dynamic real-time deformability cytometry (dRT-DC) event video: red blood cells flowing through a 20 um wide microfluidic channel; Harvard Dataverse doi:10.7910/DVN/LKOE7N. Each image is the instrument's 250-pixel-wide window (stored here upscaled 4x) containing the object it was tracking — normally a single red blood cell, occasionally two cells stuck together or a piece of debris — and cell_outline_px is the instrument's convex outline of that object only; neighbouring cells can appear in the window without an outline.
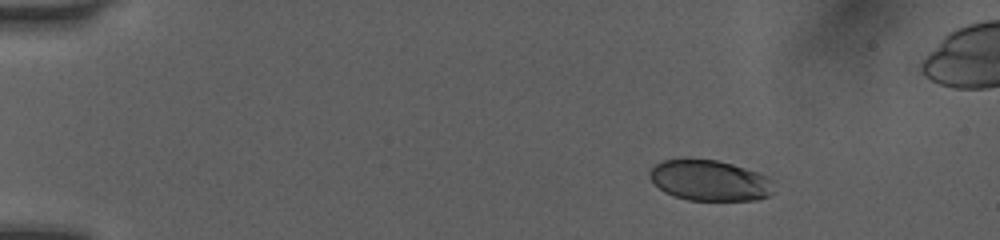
{"species": "human", "species_latin": "Homo sapiens", "temperature_condition": "room temperature", "stored_images_in_passage": 9, "camera_frame_rate_fps": 3000, "um_per_image_px": 0.085, "donor": {"sex": "female"}, "frame": {"image": 1, "passage_image": 3, "time_ms": 0.667, "image_size_px": [1000, 240], "cell_outline_px": [[772, 196], [756, 200], [688, 200], [664, 192], [648, 176], [648, 172], [656, 164], [664, 160], [684, 156], [688, 156], [716, 160], [732, 164], [768, 176], [772, 180]], "centroid_in_image_um": [60.3, 15.31], "position_along_channel_um": 24.7, "area_um2": 29.94}}
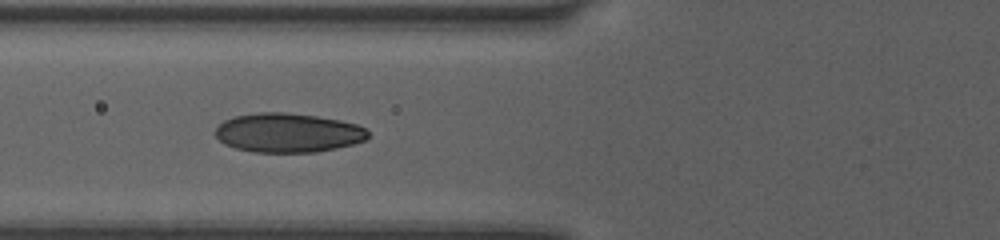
{"frame": {"image": 2, "passage_image": 8, "time_ms": 2.333, "image_size_px": [1000, 240], "cell_outline_px": [[368, 140], [336, 148], [316, 152], [252, 152], [236, 148], [224, 144], [212, 132], [224, 120], [236, 116], [260, 112], [284, 112], [316, 116], [340, 120], [356, 124], [368, 128]], "centroid_in_image_um": [24.49, 11.29], "position_along_channel_um": 101.3, "area_um2": 35.03}}